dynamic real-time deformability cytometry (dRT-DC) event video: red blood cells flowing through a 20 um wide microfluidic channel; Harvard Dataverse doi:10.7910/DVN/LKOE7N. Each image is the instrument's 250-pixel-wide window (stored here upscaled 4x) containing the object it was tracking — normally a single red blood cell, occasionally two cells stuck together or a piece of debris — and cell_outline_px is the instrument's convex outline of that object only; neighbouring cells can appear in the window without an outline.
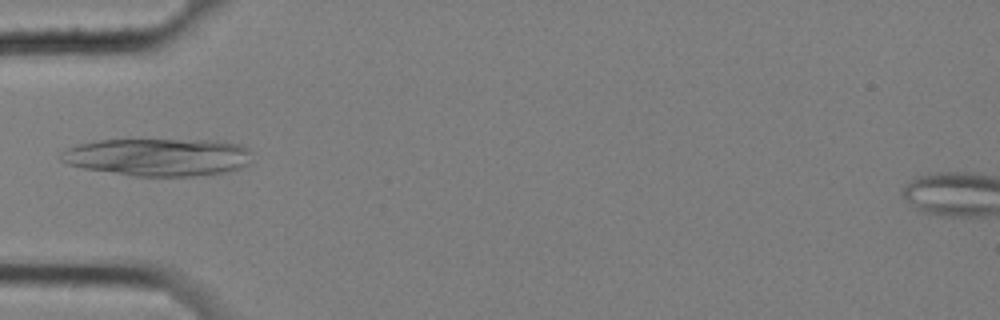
{"species": "common noctule bat (a hibernating species)", "species_latin": "Nyctalus noctula", "temperature_condition": "cold", "stored_images_in_passage": 7, "camera_frame_rate_fps": 3000, "um_per_image_px": 0.085, "animal": {"sex": "female", "body_mass_g": 25.1}, "frame": {"image": 1, "passage_image": 5, "time_ms": 1.333, "image_size_px": [1000, 320], "cell_outline_px": [[252, 164], [244, 168], [224, 172], [192, 176], [132, 176], [84, 168], [68, 164], [60, 160], [60, 152], [76, 144], [96, 140], [216, 140], [240, 144], [248, 148], [252, 152]], "centroid_in_image_um": [13.49, 13.35], "position_along_channel_um": 71.5, "area_um2": 42.48}}
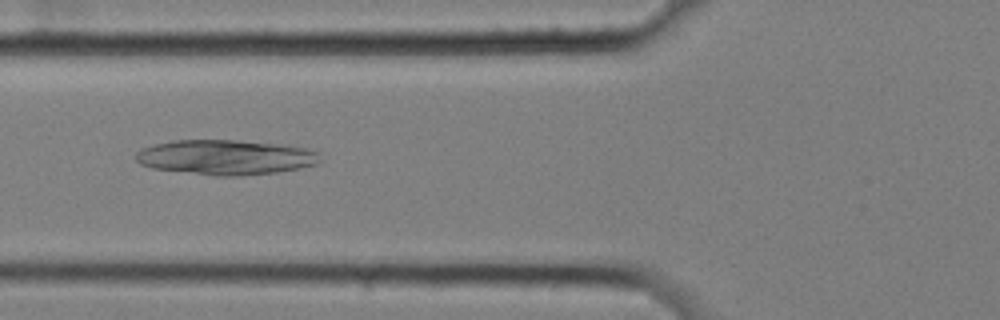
{"frame": {"image": 2, "passage_image": 6, "time_ms": 1.667, "image_size_px": [1000, 320], "cell_outline_px": [[320, 160], [316, 164], [300, 168], [276, 172], [240, 176], [216, 176], [152, 168], [140, 164], [136, 160], [136, 152], [140, 148], [172, 140], [236, 140], [280, 144], [308, 148], [320, 152]], "centroid_in_image_um": [19.19, 13.36], "position_along_channel_um": 106.6, "area_um2": 37.69}}
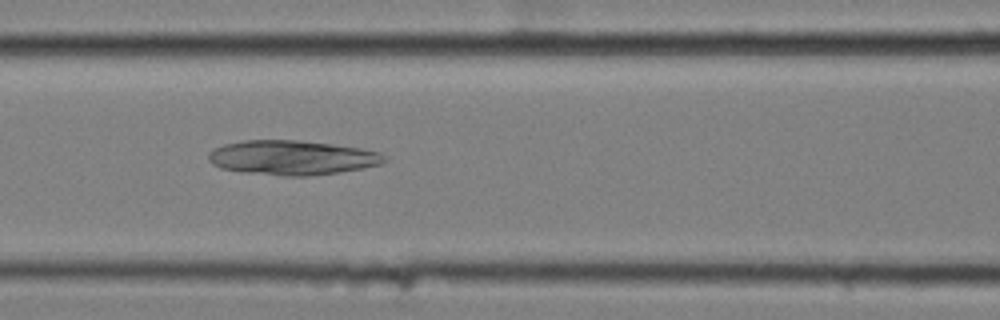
{"frame": {"image": 3, "passage_image": 7, "time_ms": 2.0, "image_size_px": [1000, 320], "cell_outline_px": [[388, 160], [384, 164], [340, 172], [308, 176], [280, 176], [244, 172], [220, 168], [212, 164], [208, 160], [208, 152], [224, 144], [244, 140], [300, 140], [360, 148], [380, 152]], "centroid_in_image_um": [24.83, 13.4], "position_along_channel_um": 141.8, "area_um2": 35.55}}